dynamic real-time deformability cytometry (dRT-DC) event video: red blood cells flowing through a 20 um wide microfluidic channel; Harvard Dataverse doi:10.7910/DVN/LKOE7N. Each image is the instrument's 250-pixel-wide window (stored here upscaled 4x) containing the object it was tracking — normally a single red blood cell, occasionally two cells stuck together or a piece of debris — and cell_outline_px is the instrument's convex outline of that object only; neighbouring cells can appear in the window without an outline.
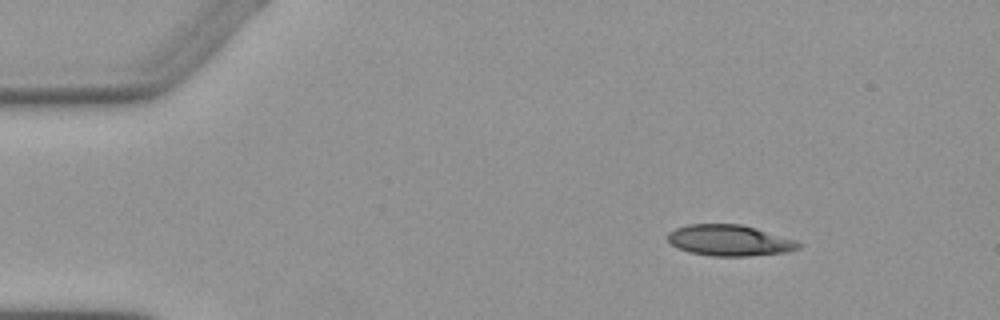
{"species": "Egyptian fruit bat (a non-hibernating species)", "species_latin": "Rousettus aegyptiacus", "temperature_condition": "warm", "stored_images_in_passage": 3, "camera_frame_rate_fps": 3000, "um_per_image_px": 0.085, "animal": {"sex": "female"}, "frame": {"image": 1, "passage_image": 1, "time_ms": 0.0, "image_size_px": [1000, 320], "cell_outline_px": [[804, 244], [800, 248], [788, 252], [748, 256], [712, 256], [688, 252], [676, 248], [668, 240], [668, 232], [676, 228], [688, 224], [740, 224], [756, 228], [796, 240]], "centroid_in_image_um": [62.02, 20.44], "position_along_channel_um": 23.0, "area_um2": 23.81}}